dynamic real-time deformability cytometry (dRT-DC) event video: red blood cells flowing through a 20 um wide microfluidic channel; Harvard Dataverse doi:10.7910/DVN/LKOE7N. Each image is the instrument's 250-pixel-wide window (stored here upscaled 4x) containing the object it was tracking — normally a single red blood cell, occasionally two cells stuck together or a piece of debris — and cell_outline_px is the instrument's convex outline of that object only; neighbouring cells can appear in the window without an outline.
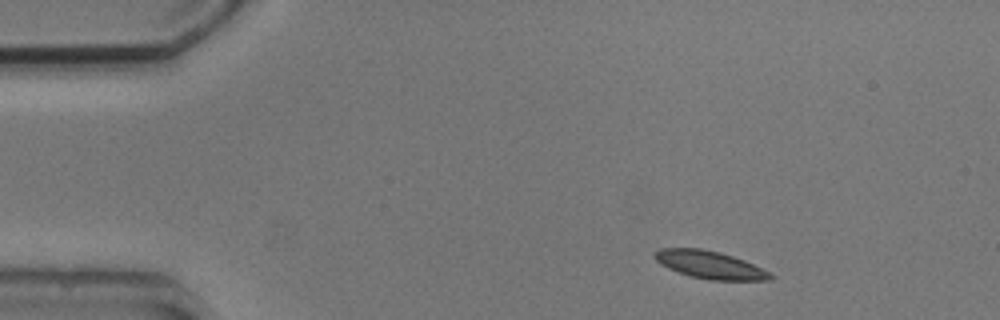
{"species": "common noctule bat (a hibernating species)", "species_latin": "Nyctalus noctula", "temperature_condition": "cold", "stored_images_in_passage": 3, "camera_frame_rate_fps": 3000, "um_per_image_px": 0.085, "animal": {"sex": "male", "body_mass_g": 20.5, "forearm_length_mm": 52.5}, "frame": {"image": 1, "passage_image": 1, "time_ms": 0.0, "image_size_px": [1000, 320], "cell_outline_px": [[776, 276], [772, 280], [712, 280], [692, 276], [668, 268], [660, 264], [652, 256], [652, 252], [660, 248], [700, 248], [720, 252], [744, 260], [772, 272]], "centroid_in_image_um": [60.36, 22.5], "position_along_channel_um": 24.6, "area_um2": 18.79}}